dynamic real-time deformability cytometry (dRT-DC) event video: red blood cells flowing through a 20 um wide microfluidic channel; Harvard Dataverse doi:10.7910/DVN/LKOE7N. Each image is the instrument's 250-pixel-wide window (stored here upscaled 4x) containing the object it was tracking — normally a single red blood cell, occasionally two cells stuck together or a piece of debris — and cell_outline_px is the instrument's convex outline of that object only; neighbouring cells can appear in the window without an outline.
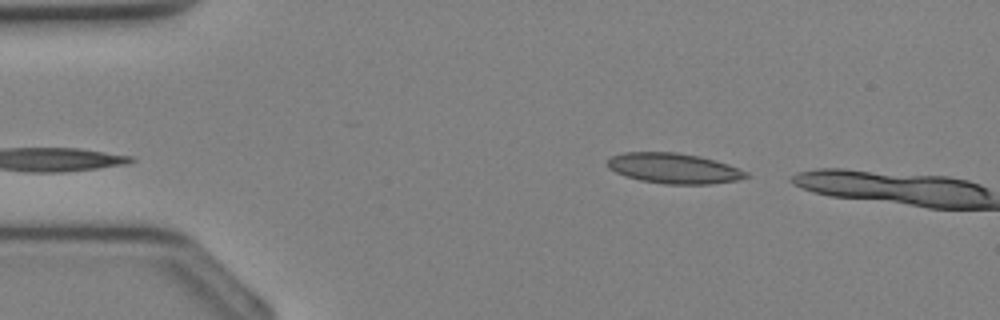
{"species": "Egyptian fruit bat (a non-hibernating species)", "species_latin": "Rousettus aegyptiacus", "temperature_condition": "cold", "stored_images_in_passage": 2, "camera_frame_rate_fps": 3000, "um_per_image_px": 0.085, "animal": {"sex": "female"}, "frame": {"image": 1, "passage_image": 1, "time_ms": 0.0, "image_size_px": [1000, 320], "cell_outline_px": [[748, 176], [736, 180], [708, 184], [664, 184], [640, 180], [616, 172], [608, 168], [608, 160], [612, 156], [624, 152], [676, 152], [700, 156], [716, 160], [728, 164], [748, 172]], "centroid_in_image_um": [57.28, 14.3], "position_along_channel_um": 27.7, "area_um2": 24.33}}